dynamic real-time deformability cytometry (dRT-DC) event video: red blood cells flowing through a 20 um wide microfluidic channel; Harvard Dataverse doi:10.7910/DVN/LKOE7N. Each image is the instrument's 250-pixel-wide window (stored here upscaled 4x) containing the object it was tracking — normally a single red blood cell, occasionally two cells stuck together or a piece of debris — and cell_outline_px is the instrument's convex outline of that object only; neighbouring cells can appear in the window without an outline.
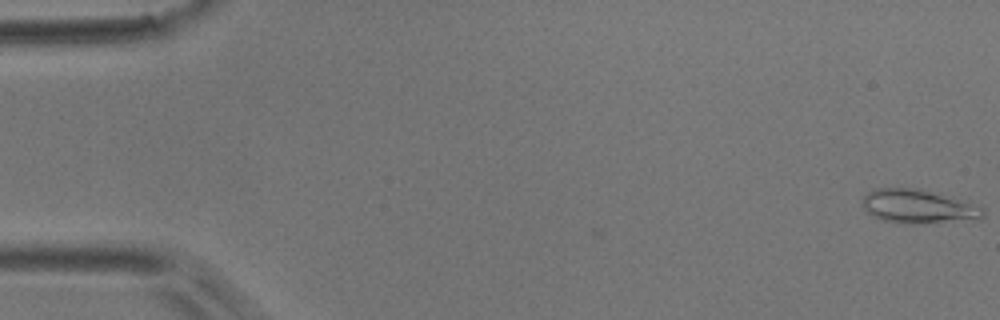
{"species": "common noctule bat (a hibernating species)", "species_latin": "Nyctalus noctula", "temperature_condition": "room temperature", "stored_images_in_passage": 6, "camera_frame_rate_fps": 3000, "um_per_image_px": 0.085, "animal": {"sex": "male", "body_mass_g": 17.9}, "frame": {"image": 1, "passage_image": 1, "time_ms": 0.0, "image_size_px": [1000, 320], "cell_outline_px": [[984, 216], [980, 220], [924, 224], [900, 224], [880, 220], [872, 216], [860, 204], [860, 200], [872, 188], [920, 188], [984, 208]], "centroid_in_image_um": [78.0, 17.58], "position_along_channel_um": 7.0, "area_um2": 24.28}}